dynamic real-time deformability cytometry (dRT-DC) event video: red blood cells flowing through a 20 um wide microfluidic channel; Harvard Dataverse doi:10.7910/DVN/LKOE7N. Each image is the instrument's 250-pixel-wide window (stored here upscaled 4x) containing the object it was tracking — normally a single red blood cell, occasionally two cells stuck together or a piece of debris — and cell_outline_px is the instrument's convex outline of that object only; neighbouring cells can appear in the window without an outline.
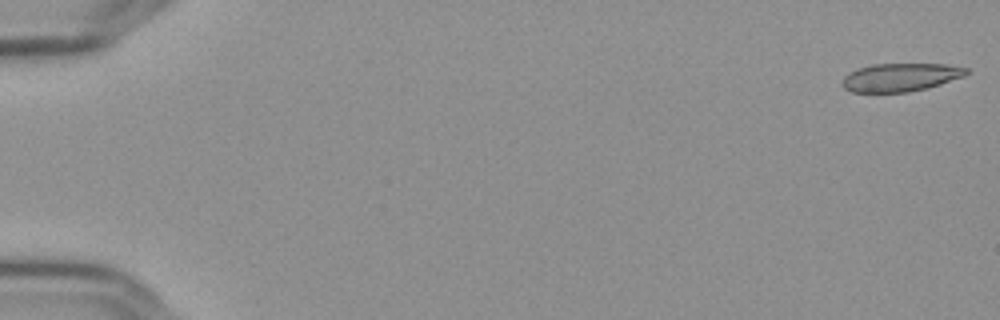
{"species": "Egyptian fruit bat (a non-hibernating species)", "species_latin": "Rousettus aegyptiacus", "temperature_condition": "cold", "stored_images_in_passage": 56, "camera_frame_rate_fps": 3000, "um_per_image_px": 0.085, "frame": {"image": 1, "passage_image": 1, "time_ms": 0.0, "image_size_px": [1000, 320], "cell_outline_px": [[968, 72], [964, 76], [928, 88], [908, 92], [852, 92], [844, 88], [840, 84], [840, 80], [848, 72], [872, 64], [944, 64], [968, 68]], "centroid_in_image_um": [76.5, 6.57], "position_along_channel_um": 8.5, "area_um2": 20.46}}
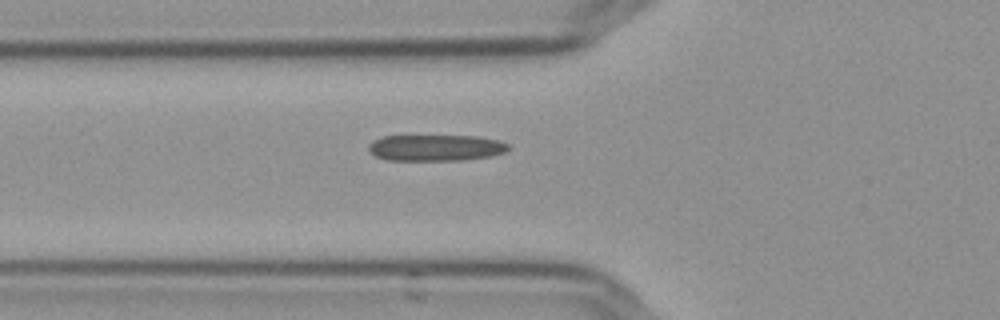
{"frame": {"image": 2, "passage_image": 21, "time_ms": 6.667, "image_size_px": [1000, 320], "cell_outline_px": [[512, 148], [504, 152], [488, 156], [460, 160], [388, 160], [376, 156], [368, 152], [368, 144], [372, 140], [380, 136], [476, 136], [496, 140], [508, 144]], "centroid_in_image_um": [36.97, 12.55], "position_along_channel_um": 88.8, "area_um2": 21.39}}
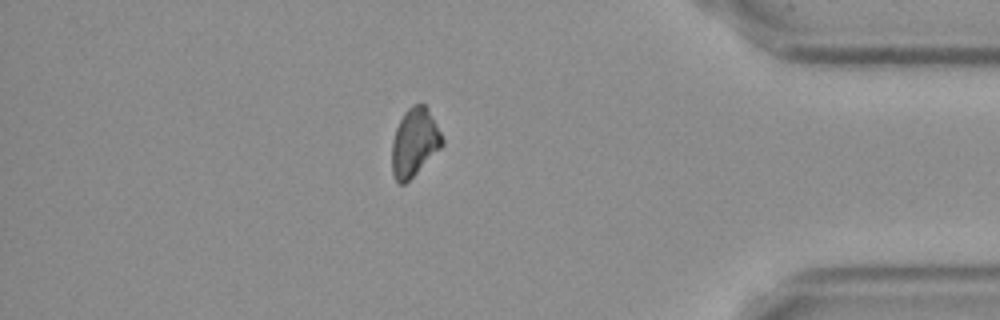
{"frame": {"image": 3, "passage_image": 49, "time_ms": 16.0, "image_size_px": [1000, 320], "cell_outline_px": [[444, 144], [404, 184], [400, 184], [396, 180], [392, 172], [392, 140], [396, 128], [404, 112], [412, 104], [424, 104], [440, 132], [444, 140]], "centroid_in_image_um": [35.2, 12.09], "position_along_channel_um": 400.0, "area_um2": 19.42}, "authors_computed_cell_mechanics": {"area_um2": 21.1548, "velocity_mm_per_s": 3.6455, "shape_relaxation_time_tau1_ms": 9.9608, "shape_relaxation_time_tau2_ms": 4.605, "deformation_change_tau1": 0.1935, "deformation_change_tau2": 0.149}}